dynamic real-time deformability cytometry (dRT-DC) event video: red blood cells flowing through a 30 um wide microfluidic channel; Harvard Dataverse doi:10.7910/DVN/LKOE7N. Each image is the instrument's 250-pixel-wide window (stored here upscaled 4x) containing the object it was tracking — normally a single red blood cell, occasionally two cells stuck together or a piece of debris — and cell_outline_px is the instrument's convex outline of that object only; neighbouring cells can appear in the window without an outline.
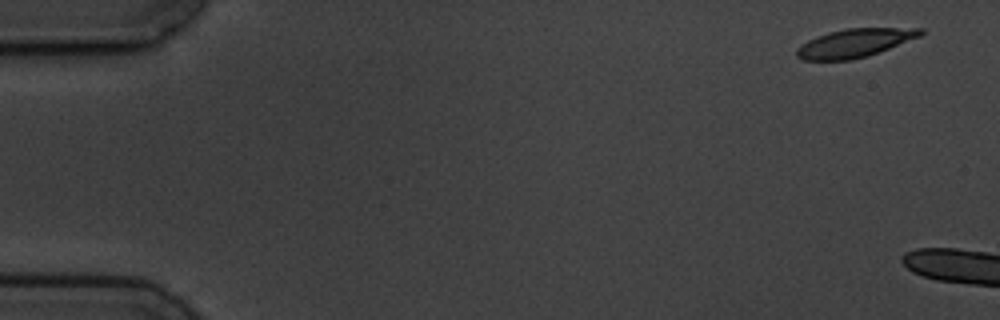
{"species": "common noctule bat (a hibernating species)", "species_latin": "Nyctalus noctula", "temperature_condition": "cold", "stored_images_in_passage": 3, "camera_frame_rate_fps": 3000, "um_per_image_px": 0.085, "animal": {"sex": "male", "body_mass_g": 19.5, "forearm_length_mm": 54.6}, "frame": {"image": 1, "passage_image": 1, "time_ms": 0.0, "image_size_px": [1000, 320], "cell_outline_px": [[924, 32], [920, 36], [880, 52], [852, 60], [800, 60], [796, 56], [796, 48], [808, 40], [816, 36], [828, 32], [844, 28], [924, 28]], "centroid_in_image_um": [72.62, 3.66], "position_along_channel_um": 12.4, "area_um2": 20.63}}